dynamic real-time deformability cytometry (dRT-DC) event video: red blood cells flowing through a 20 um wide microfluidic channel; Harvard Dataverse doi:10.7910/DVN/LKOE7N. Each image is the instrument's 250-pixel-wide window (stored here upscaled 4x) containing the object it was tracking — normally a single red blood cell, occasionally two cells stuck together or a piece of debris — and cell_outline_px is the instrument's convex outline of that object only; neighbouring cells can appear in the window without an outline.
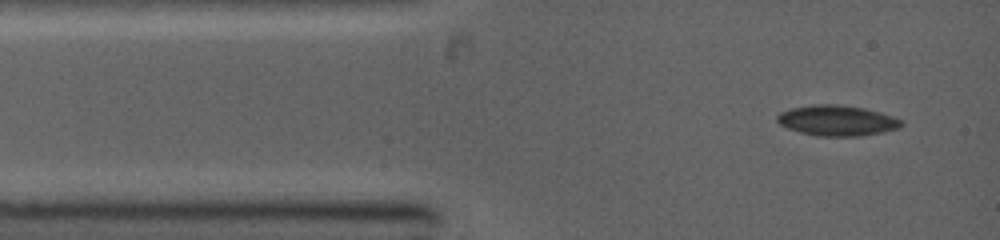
{"species": "common noctule bat (a hibernating species)", "species_latin": "Nyctalus noctula", "temperature_condition": "warm", "stored_images_in_passage": 2, "camera_frame_rate_fps": 5000, "um_per_image_px": 0.085, "animal": {"sex": "female", "body_mass_g": 19.0, "forearm_length_mm": 53.3}, "frame": {"image": 1, "passage_image": 1, "time_ms": 0.0, "image_size_px": [1000, 240], "cell_outline_px": [[904, 124], [900, 128], [860, 136], [820, 136], [800, 132], [788, 128], [780, 124], [776, 120], [776, 116], [780, 112], [792, 108], [816, 104], [832, 104], [864, 108], [880, 112], [892, 116], [900, 120]], "centroid_in_image_um": [71.14, 10.24], "position_along_channel_um": 13.9, "area_um2": 21.85}}